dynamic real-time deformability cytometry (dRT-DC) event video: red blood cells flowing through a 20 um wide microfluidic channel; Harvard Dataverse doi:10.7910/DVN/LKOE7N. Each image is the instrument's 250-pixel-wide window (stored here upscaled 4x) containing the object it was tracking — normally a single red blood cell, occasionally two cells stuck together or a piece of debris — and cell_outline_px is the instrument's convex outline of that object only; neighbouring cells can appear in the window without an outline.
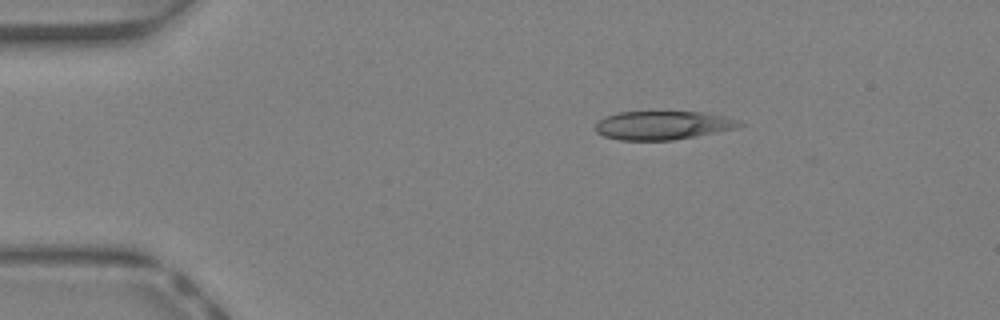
{"species": "Egyptian fruit bat (a non-hibernating species)", "species_latin": "Rousettus aegyptiacus", "temperature_condition": "warm", "stored_images_in_passage": 14, "camera_frame_rate_fps": 3000, "um_per_image_px": 0.085, "animal": {"sex": "female"}, "frame": {"image": 1, "passage_image": 8, "time_ms": 2.333, "image_size_px": [1000, 320], "cell_outline_px": [[744, 124], [736, 128], [696, 136], [672, 140], [620, 140], [604, 136], [596, 132], [596, 124], [604, 116], [620, 112], [704, 112], [724, 116], [740, 120]], "centroid_in_image_um": [56.35, 10.65], "position_along_channel_um": 28.7, "area_um2": 23.93}}